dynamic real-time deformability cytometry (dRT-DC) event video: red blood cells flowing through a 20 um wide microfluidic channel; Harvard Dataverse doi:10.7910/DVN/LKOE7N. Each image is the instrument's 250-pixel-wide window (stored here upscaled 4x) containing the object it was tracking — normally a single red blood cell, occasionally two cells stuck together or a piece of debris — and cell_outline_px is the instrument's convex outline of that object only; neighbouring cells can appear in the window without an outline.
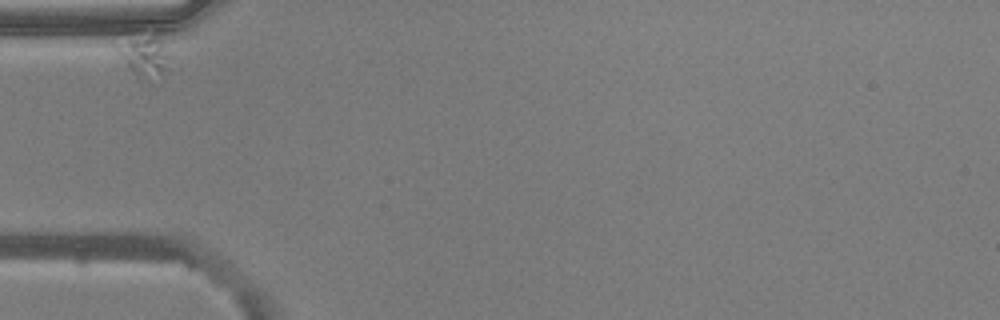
{"species": "common noctule bat (a hibernating species)", "species_latin": "Nyctalus noctula", "temperature_condition": "warm", "stored_images_in_passage": 33, "camera_frame_rate_fps": 3000, "um_per_image_px": 0.085, "animal": {"sex": "male", "body_mass_g": 20.5, "forearm_length_mm": 52.5}, "frame": {"image": 1, "passage_image": 1, "time_ms": 0.0, "image_size_px": [1000, 320], "cell_outline_px": [[164, 72], [140, 80], [136, 76], [116, 48], [132, 40], [152, 36], [156, 36], [160, 44], [164, 56]], "centroid_in_image_um": [12.21, 4.82], "position_along_channel_um": 72.8, "area_um2": 10.17}}
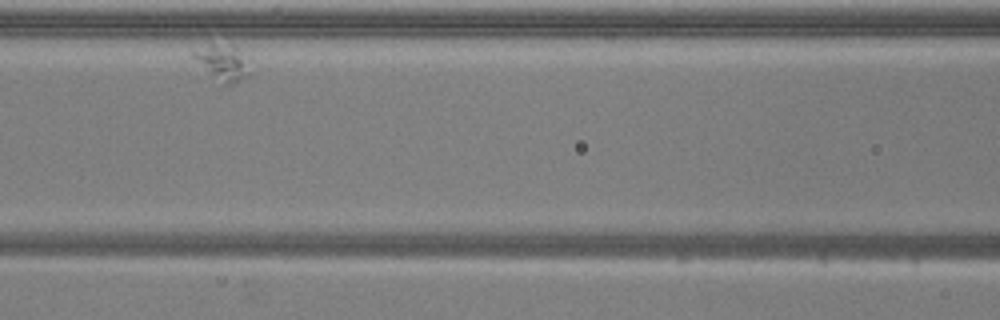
{"frame": {"image": 2, "passage_image": 10, "time_ms": 3.0, "image_size_px": [1000, 320], "cell_outline_px": [[248, 76], [232, 84], [220, 88], [192, 56], [192, 52], [212, 44], [232, 44], [236, 48]], "centroid_in_image_um": [18.81, 5.41], "position_along_channel_um": 147.8, "area_um2": 11.27}}
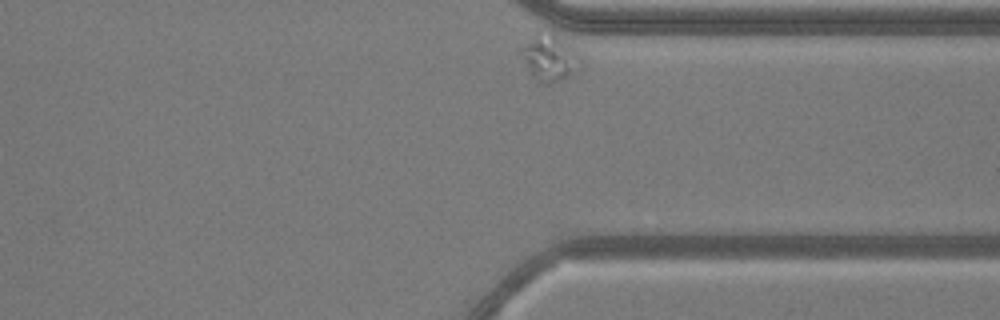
{"frame": {"image": 3, "passage_image": 33, "time_ms": 10.667, "image_size_px": [1000, 320], "cell_outline_px": [[576, 56], [568, 76], [560, 80], [548, 84], [544, 84], [528, 68], [524, 60], [520, 48], [536, 28], [552, 32], [568, 44], [576, 52]], "centroid_in_image_um": [46.57, 4.78], "position_along_channel_um": 364.8, "area_um2": 15.03}}